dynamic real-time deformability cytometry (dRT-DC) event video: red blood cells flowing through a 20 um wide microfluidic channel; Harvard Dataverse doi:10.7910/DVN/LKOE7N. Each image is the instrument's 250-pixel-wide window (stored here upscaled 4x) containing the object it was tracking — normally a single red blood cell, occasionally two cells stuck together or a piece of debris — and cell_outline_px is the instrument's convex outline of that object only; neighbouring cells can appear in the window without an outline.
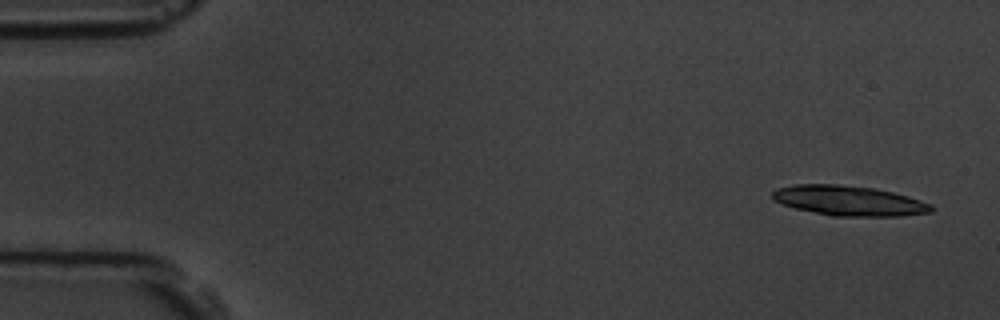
{"species": "common noctule bat (a hibernating species)", "species_latin": "Nyctalus noctula", "temperature_condition": "room temperature", "stored_images_in_passage": 14, "camera_frame_rate_fps": 3000, "um_per_image_px": 0.085, "animal": {"sex": "male", "body_mass_g": 19.5, "forearm_length_mm": 54.6}, "frame": {"image": 1, "passage_image": 1, "time_ms": 0.0, "image_size_px": [1000, 320], "cell_outline_px": [[932, 212], [900, 216], [832, 216], [796, 208], [772, 200], [772, 192], [776, 188], [792, 184], [840, 184], [876, 188], [908, 196], [932, 204]], "centroid_in_image_um": [72.15, 17.05], "position_along_channel_um": 12.9, "area_um2": 27.86}}
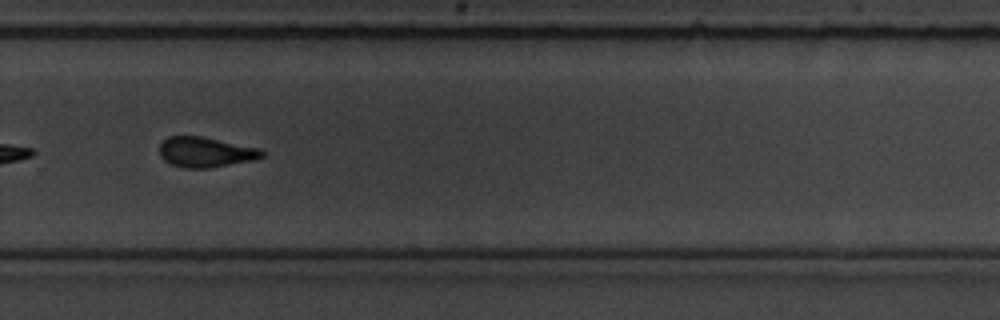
{"frame": {"image": 2, "passage_image": 10, "time_ms": 11.333, "image_size_px": [1000, 320], "cell_outline_px": [[264, 156], [256, 160], [208, 168], [184, 168], [172, 164], [164, 160], [160, 156], [160, 144], [168, 136], [204, 136], [264, 148]], "centroid_in_image_um": [17.55, 12.92], "position_along_channel_um": 312.3, "area_um2": 18.44}, "authors_computed_cell_mechanics": {"area_um2": 17.7735, "velocity_mm_per_s": 3.7843, "shape_relaxation_time_tau1_ms": 8.6384, "shape_relaxation_time_tau2_ms": 4.917, "deformation_change_tau1": 0.309, "deformation_change_tau2": 0.1203}}